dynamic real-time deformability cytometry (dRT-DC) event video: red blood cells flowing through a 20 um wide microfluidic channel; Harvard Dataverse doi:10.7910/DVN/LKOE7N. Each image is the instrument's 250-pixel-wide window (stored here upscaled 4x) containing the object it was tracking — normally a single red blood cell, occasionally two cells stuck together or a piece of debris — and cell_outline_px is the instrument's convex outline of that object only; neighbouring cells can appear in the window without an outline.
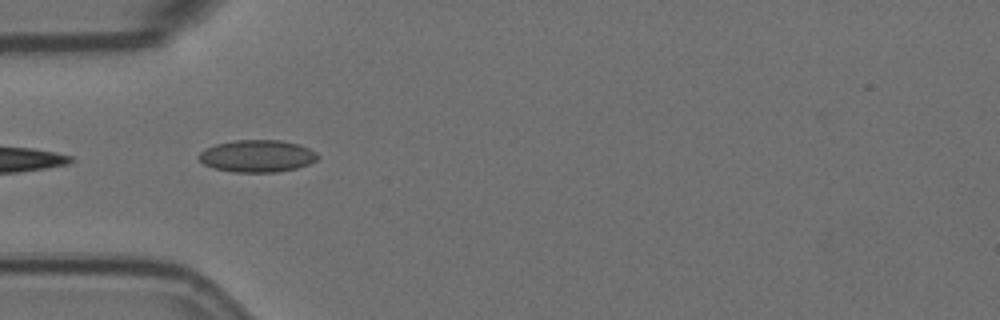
{"species": "Egyptian fruit bat (a non-hibernating species)", "species_latin": "Rousettus aegyptiacus", "temperature_condition": "room temperature", "stored_images_in_passage": 5, "camera_frame_rate_fps": 3000, "um_per_image_px": 0.085, "animal": {"sex": "female"}, "frame": {"image": 1, "passage_image": 4, "time_ms": 1.0, "image_size_px": [1000, 320], "cell_outline_px": [[320, 156], [316, 160], [308, 164], [296, 168], [276, 172], [232, 172], [216, 168], [204, 164], [196, 156], [200, 152], [216, 144], [236, 140], [280, 140], [300, 144], [316, 152]], "centroid_in_image_um": [21.88, 13.26], "position_along_channel_um": 63.1, "area_um2": 22.2}}
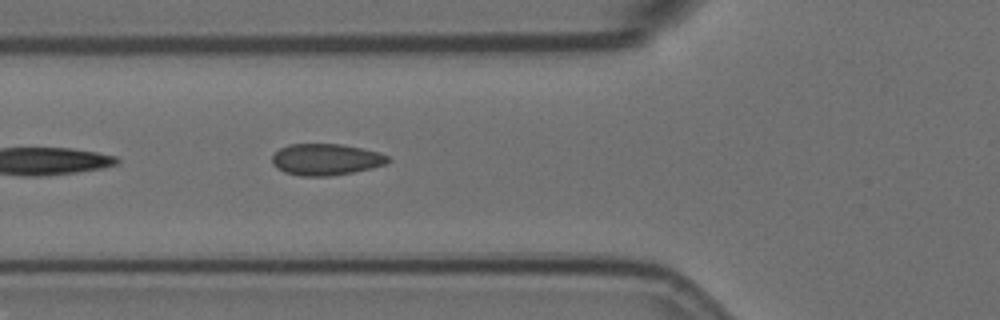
{"frame": {"image": 2, "passage_image": 5, "time_ms": 1.333, "image_size_px": [1000, 320], "cell_outline_px": [[392, 160], [384, 164], [372, 168], [332, 176], [300, 176], [284, 172], [276, 168], [272, 164], [272, 156], [280, 148], [288, 144], [340, 144], [360, 148], [376, 152], [388, 156]], "centroid_in_image_um": [27.66, 13.56], "position_along_channel_um": 98.1, "area_um2": 21.21}}